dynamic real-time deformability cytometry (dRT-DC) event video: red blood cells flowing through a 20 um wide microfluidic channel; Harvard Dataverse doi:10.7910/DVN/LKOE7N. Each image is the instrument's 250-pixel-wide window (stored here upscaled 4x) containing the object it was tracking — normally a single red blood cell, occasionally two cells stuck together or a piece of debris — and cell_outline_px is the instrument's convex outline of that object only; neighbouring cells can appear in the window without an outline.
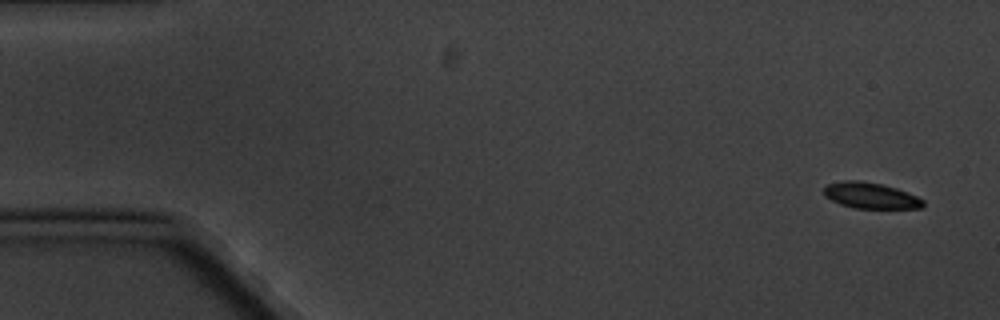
{"species": "common noctule bat (a hibernating species)", "species_latin": "Nyctalus noctula", "temperature_condition": "cold", "stored_images_in_passage": 6, "segment_of_instrument_passage": [2, 2], "camera_frame_rate_fps": 3000, "um_per_image_px": 0.085, "animal": {"sex": "male", "body_mass_g": 20.1, "forearm_length_mm": 53.5}, "frame": {"image": 1, "passage_image": 6, "time_ms": 6.667, "image_size_px": [1000, 320], "cell_outline_px": [[924, 204], [920, 208], [856, 208], [840, 204], [824, 196], [824, 188], [828, 184], [844, 180], [860, 180], [880, 184], [896, 188], [908, 192], [924, 200]], "centroid_in_image_um": [73.99, 16.62], "position_along_channel_um": 11.0, "area_um2": 14.91}}